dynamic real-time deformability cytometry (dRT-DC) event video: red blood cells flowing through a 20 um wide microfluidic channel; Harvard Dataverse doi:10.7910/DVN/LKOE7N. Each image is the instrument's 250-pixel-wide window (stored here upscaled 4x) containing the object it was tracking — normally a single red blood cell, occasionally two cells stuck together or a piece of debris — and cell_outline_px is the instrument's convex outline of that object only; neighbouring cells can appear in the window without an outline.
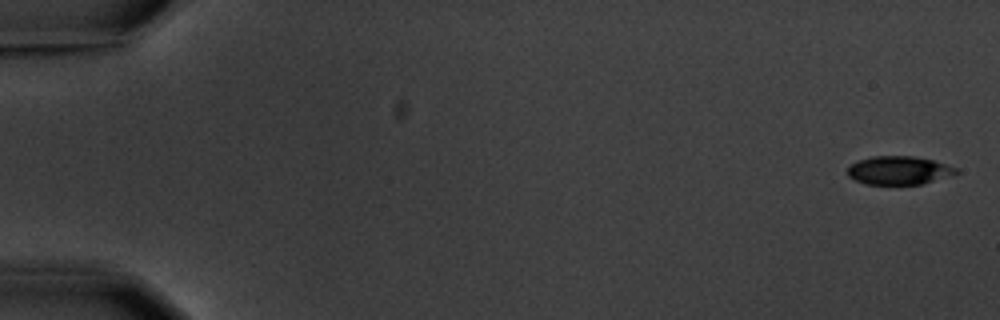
{"species": "common noctule bat (a hibernating species)", "species_latin": "Nyctalus noctula", "temperature_condition": "warm", "stored_images_in_passage": 4, "camera_frame_rate_fps": 3000, "um_per_image_px": 0.085, "animal": {"sex": "male", "body_mass_g": 20.1, "forearm_length_mm": 53.5}, "frame": {"image": 1, "passage_image": 1, "time_ms": 0.0, "image_size_px": [1000, 320], "cell_outline_px": [[960, 172], [920, 184], [864, 184], [848, 176], [848, 168], [852, 164], [860, 160], [872, 156], [912, 156], [932, 160], [956, 168]], "centroid_in_image_um": [76.37, 14.48], "position_along_channel_um": 8.6, "area_um2": 17.57}}